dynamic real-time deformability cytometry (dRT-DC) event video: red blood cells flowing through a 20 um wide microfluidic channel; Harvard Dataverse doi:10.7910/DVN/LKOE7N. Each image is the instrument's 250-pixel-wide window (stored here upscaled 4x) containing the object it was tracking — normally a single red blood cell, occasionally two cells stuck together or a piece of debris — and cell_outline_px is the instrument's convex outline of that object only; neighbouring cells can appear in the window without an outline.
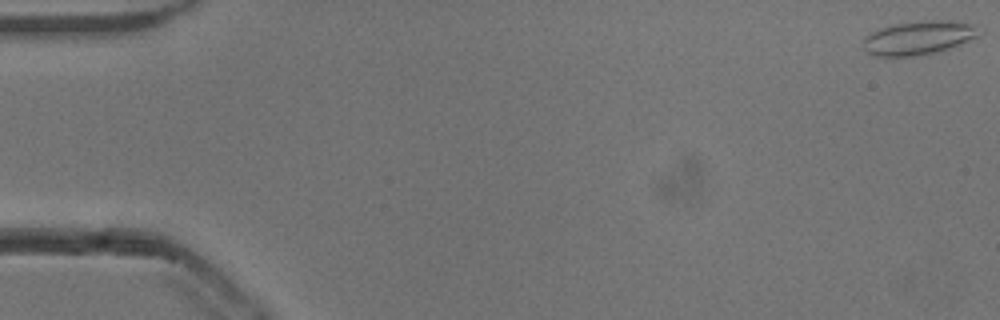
{"species": "common noctule bat (a hibernating species)", "species_latin": "Nyctalus noctula", "temperature_condition": "cold", "stored_images_in_passage": 53, "camera_frame_rate_fps": 3000, "um_per_image_px": 0.085, "animal": {"sex": "male", "body_mass_g": 13.3}, "frame": {"image": 1, "passage_image": 1, "time_ms": 0.0, "image_size_px": [1000, 320], "cell_outline_px": [[984, 32], [960, 44], [936, 52], [912, 56], [872, 56], [864, 48], [864, 36], [880, 28], [896, 24], [932, 20], [948, 20], [976, 24], [984, 28]], "centroid_in_image_um": [78.14, 3.2], "position_along_channel_um": 6.9, "area_um2": 22.77}}
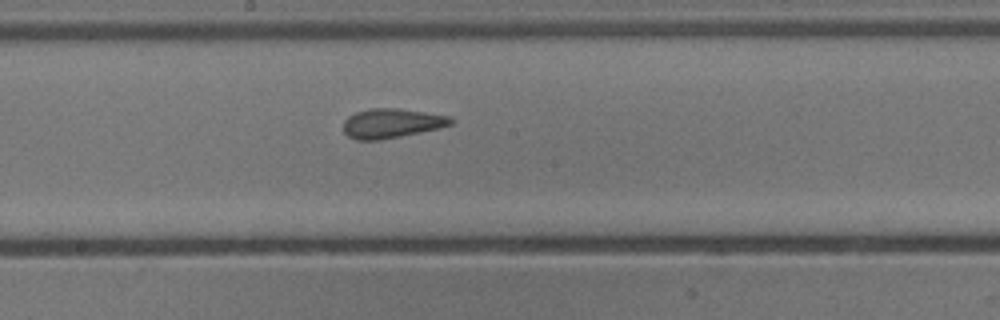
{"frame": {"image": 2, "passage_image": 29, "time_ms": 9.333, "image_size_px": [1000, 320], "cell_outline_px": [[456, 120], [452, 124], [440, 128], [380, 140], [356, 140], [348, 136], [344, 132], [344, 120], [348, 116], [356, 112], [372, 108], [396, 108], [452, 116]], "centroid_in_image_um": [33.31, 10.48], "position_along_channel_um": 214.9, "area_um2": 18.5}}
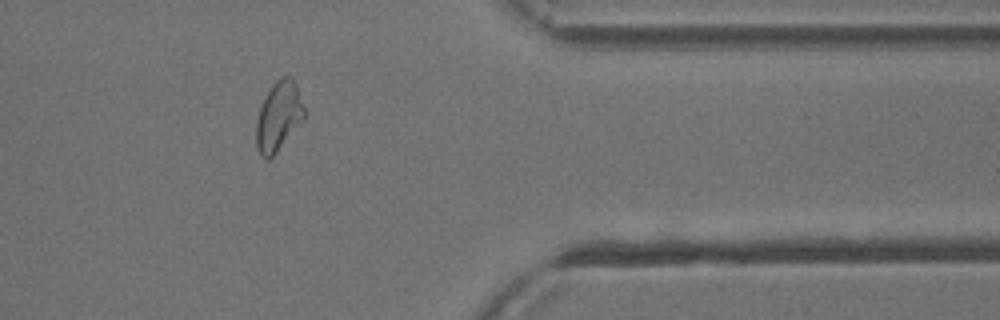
{"frame": {"image": 3, "passage_image": 44, "time_ms": 14.333, "image_size_px": [1000, 320], "cell_outline_px": [[304, 116], [276, 152], [268, 160], [260, 156], [256, 148], [256, 120], [260, 108], [272, 84], [276, 80], [284, 76], [288, 76], [296, 84], [304, 108]], "centroid_in_image_um": [23.64, 9.9], "position_along_channel_um": 387.8, "area_um2": 18.79}, "authors_computed_cell_mechanics": {"area_um2": 19.0162, "velocity_mm_per_s": 3.8343, "shape_relaxation_time_tau1_ms": 10.6909, "shape_relaxation_time_tau2_ms": 1.5811, "deformation_change_tau1": 0.2005, "deformation_change_tau2": 0.1008}}